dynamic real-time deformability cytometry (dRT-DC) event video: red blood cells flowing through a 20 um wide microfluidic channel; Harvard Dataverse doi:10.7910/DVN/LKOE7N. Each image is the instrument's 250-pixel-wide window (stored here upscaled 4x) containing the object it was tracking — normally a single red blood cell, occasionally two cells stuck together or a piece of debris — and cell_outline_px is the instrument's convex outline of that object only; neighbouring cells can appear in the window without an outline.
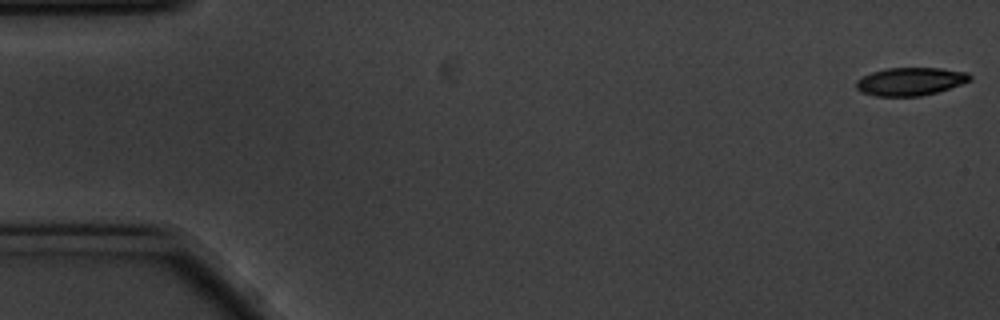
{"species": "common noctule bat (a hibernating species)", "species_latin": "Nyctalus noctula", "temperature_condition": "cold", "stored_images_in_passage": 57, "camera_frame_rate_fps": 3000, "um_per_image_px": 0.085, "animal": {"sex": "male", "body_mass_g": 20.1, "forearm_length_mm": 53.5}, "frame": {"image": 1, "passage_image": 1, "time_ms": 0.0, "image_size_px": [1000, 320], "cell_outline_px": [[972, 80], [936, 92], [920, 96], [876, 96], [860, 92], [856, 88], [856, 80], [872, 72], [884, 68], [940, 68], [968, 72], [972, 76]], "centroid_in_image_um": [77.37, 6.92], "position_along_channel_um": 7.6, "area_um2": 18.55}}
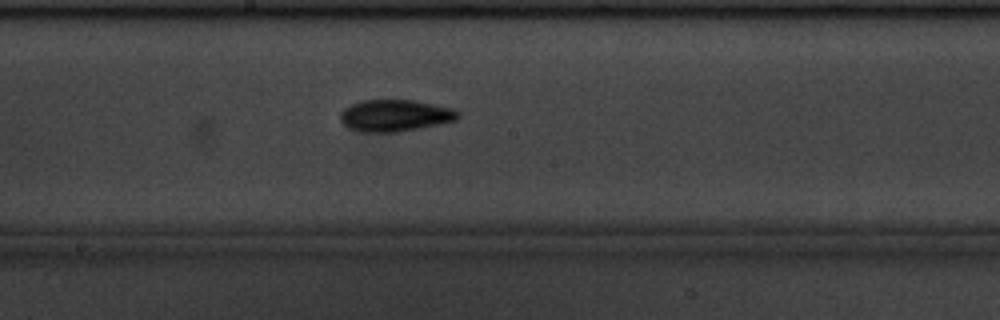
{"frame": {"image": 2, "passage_image": 30, "time_ms": 9.667, "image_size_px": [1000, 320], "cell_outline_px": [[460, 116], [456, 120], [440, 124], [396, 132], [360, 132], [348, 128], [340, 120], [340, 112], [344, 108], [360, 100], [412, 100], [456, 108], [460, 112]], "centroid_in_image_um": [33.59, 9.81], "position_along_channel_um": 214.6, "area_um2": 21.96}}
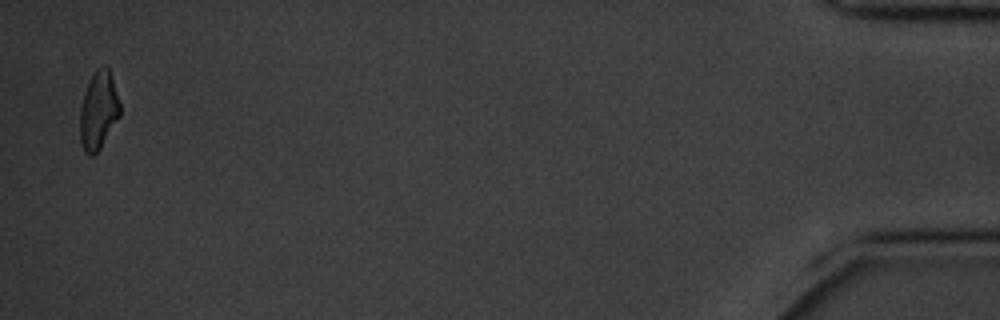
{"frame": {"image": 3, "passage_image": 56, "time_ms": 18.333, "image_size_px": [1000, 320], "cell_outline_px": [[120, 116], [100, 148], [92, 156], [88, 156], [84, 152], [80, 140], [80, 108], [84, 92], [96, 68], [104, 64], [108, 64], [112, 76], [120, 104]], "centroid_in_image_um": [8.37, 9.37], "position_along_channel_um": 426.8, "area_um2": 18.32}, "authors_computed_cell_mechanics": {"area_um2": 19.5364, "velocity_mm_per_s": 3.4967, "shape_relaxation_time_tau1_ms": 3.2245, "shape_relaxation_time_tau2_ms": 5.8969, "deformation_change_tau1": 0.1367, "deformation_change_tau2": 0.1347}}